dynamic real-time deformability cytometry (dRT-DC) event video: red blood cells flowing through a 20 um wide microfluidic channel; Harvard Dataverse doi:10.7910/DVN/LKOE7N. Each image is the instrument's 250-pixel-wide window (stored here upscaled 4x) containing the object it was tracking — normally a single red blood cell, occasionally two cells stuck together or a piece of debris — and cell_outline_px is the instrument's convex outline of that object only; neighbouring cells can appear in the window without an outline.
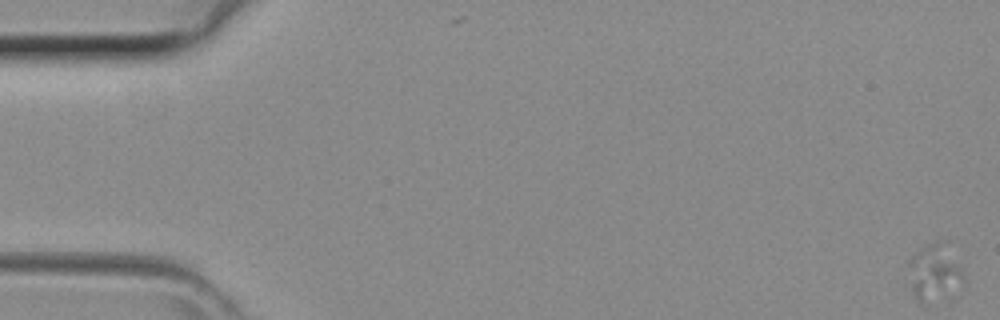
{"species": "common noctule bat (a hibernating species)", "species_latin": "Nyctalus noctula", "temperature_condition": "room temperature", "stored_images_in_passage": 46, "camera_frame_rate_fps": 3000, "um_per_image_px": 0.085, "animal": {"sex": "female", "body_mass_g": 29.2, "forearm_length_mm": 56.3}, "frame": {"image": 1, "passage_image": 1, "time_ms": 0.0, "image_size_px": [1000, 320], "cell_outline_px": [[964, 280], [924, 304], [920, 304], [916, 300], [912, 292], [908, 264], [916, 252], [920, 248], [936, 240], [948, 240], [964, 272]], "centroid_in_image_um": [79.41, 23.02], "position_along_channel_um": 5.6, "area_um2": 17.74}}
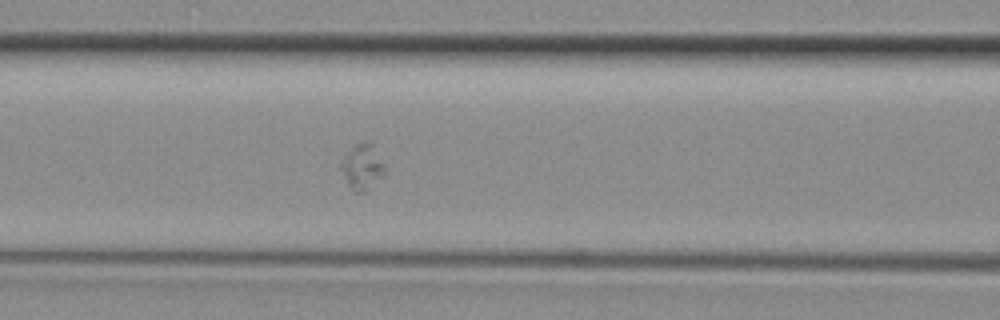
{"frame": {"image": 2, "passage_image": 20, "time_ms": 6.333, "image_size_px": [1000, 320], "cell_outline_px": [[388, 172], [384, 176], [364, 192], [356, 192], [348, 184], [340, 168], [340, 164], [348, 152], [356, 144], [372, 144], [384, 164]], "centroid_in_image_um": [30.83, 14.23], "position_along_channel_um": 135.8, "area_um2": 11.21}}
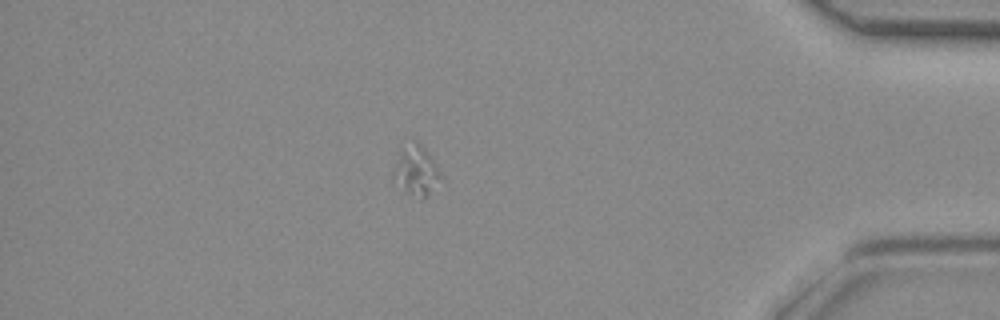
{"frame": {"image": 3, "passage_image": 40, "time_ms": 13.0, "image_size_px": [1000, 320], "cell_outline_px": [[440, 176], [428, 196], [424, 196], [412, 192], [404, 188], [392, 180], [392, 172], [400, 148], [416, 140], [420, 144], [432, 160]], "centroid_in_image_um": [35.29, 14.43], "position_along_channel_um": 399.9, "area_um2": 12.66}}